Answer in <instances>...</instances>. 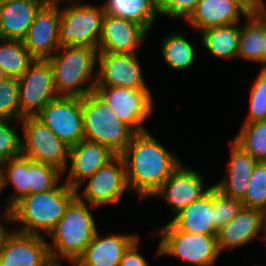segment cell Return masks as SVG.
<instances>
[{
  "label": "cell",
  "mask_w": 266,
  "mask_h": 266,
  "mask_svg": "<svg viewBox=\"0 0 266 266\" xmlns=\"http://www.w3.org/2000/svg\"><path fill=\"white\" fill-rule=\"evenodd\" d=\"M82 185L85 187L80 193ZM127 190L129 188L123 158L115 156L105 166L79 184L76 188V197L98 209L104 205L118 204Z\"/></svg>",
  "instance_id": "obj_10"
},
{
  "label": "cell",
  "mask_w": 266,
  "mask_h": 266,
  "mask_svg": "<svg viewBox=\"0 0 266 266\" xmlns=\"http://www.w3.org/2000/svg\"><path fill=\"white\" fill-rule=\"evenodd\" d=\"M62 1L64 3L68 1H82V0H45L46 3H55V4L61 3Z\"/></svg>",
  "instance_id": "obj_44"
},
{
  "label": "cell",
  "mask_w": 266,
  "mask_h": 266,
  "mask_svg": "<svg viewBox=\"0 0 266 266\" xmlns=\"http://www.w3.org/2000/svg\"><path fill=\"white\" fill-rule=\"evenodd\" d=\"M140 237H138L125 251L119 266H149L144 256L139 253Z\"/></svg>",
  "instance_id": "obj_40"
},
{
  "label": "cell",
  "mask_w": 266,
  "mask_h": 266,
  "mask_svg": "<svg viewBox=\"0 0 266 266\" xmlns=\"http://www.w3.org/2000/svg\"><path fill=\"white\" fill-rule=\"evenodd\" d=\"M75 198L76 189L65 182L50 191L26 195L9 210L11 224L23 226L12 230L47 237Z\"/></svg>",
  "instance_id": "obj_2"
},
{
  "label": "cell",
  "mask_w": 266,
  "mask_h": 266,
  "mask_svg": "<svg viewBox=\"0 0 266 266\" xmlns=\"http://www.w3.org/2000/svg\"><path fill=\"white\" fill-rule=\"evenodd\" d=\"M8 78V76L5 74L4 70L0 67V82Z\"/></svg>",
  "instance_id": "obj_46"
},
{
  "label": "cell",
  "mask_w": 266,
  "mask_h": 266,
  "mask_svg": "<svg viewBox=\"0 0 266 266\" xmlns=\"http://www.w3.org/2000/svg\"><path fill=\"white\" fill-rule=\"evenodd\" d=\"M264 241H265L264 243H266V217H265V240Z\"/></svg>",
  "instance_id": "obj_49"
},
{
  "label": "cell",
  "mask_w": 266,
  "mask_h": 266,
  "mask_svg": "<svg viewBox=\"0 0 266 266\" xmlns=\"http://www.w3.org/2000/svg\"><path fill=\"white\" fill-rule=\"evenodd\" d=\"M249 110L243 123L266 121V70H261L250 88Z\"/></svg>",
  "instance_id": "obj_33"
},
{
  "label": "cell",
  "mask_w": 266,
  "mask_h": 266,
  "mask_svg": "<svg viewBox=\"0 0 266 266\" xmlns=\"http://www.w3.org/2000/svg\"><path fill=\"white\" fill-rule=\"evenodd\" d=\"M214 206L212 187L201 198L193 201L170 221L179 231L203 235H217L213 224Z\"/></svg>",
  "instance_id": "obj_23"
},
{
  "label": "cell",
  "mask_w": 266,
  "mask_h": 266,
  "mask_svg": "<svg viewBox=\"0 0 266 266\" xmlns=\"http://www.w3.org/2000/svg\"><path fill=\"white\" fill-rule=\"evenodd\" d=\"M240 1L251 13L264 10L266 6L265 0H238Z\"/></svg>",
  "instance_id": "obj_41"
},
{
  "label": "cell",
  "mask_w": 266,
  "mask_h": 266,
  "mask_svg": "<svg viewBox=\"0 0 266 266\" xmlns=\"http://www.w3.org/2000/svg\"><path fill=\"white\" fill-rule=\"evenodd\" d=\"M7 223L11 226V216H10V212L5 210L2 218L0 216V248H1V244H2L4 237L10 231V228L9 229L7 228V225H6Z\"/></svg>",
  "instance_id": "obj_42"
},
{
  "label": "cell",
  "mask_w": 266,
  "mask_h": 266,
  "mask_svg": "<svg viewBox=\"0 0 266 266\" xmlns=\"http://www.w3.org/2000/svg\"><path fill=\"white\" fill-rule=\"evenodd\" d=\"M256 237L265 240V214L258 209L245 207L239 211L236 217L219 228L216 235L221 254L224 250L247 245Z\"/></svg>",
  "instance_id": "obj_18"
},
{
  "label": "cell",
  "mask_w": 266,
  "mask_h": 266,
  "mask_svg": "<svg viewBox=\"0 0 266 266\" xmlns=\"http://www.w3.org/2000/svg\"><path fill=\"white\" fill-rule=\"evenodd\" d=\"M251 12L238 0H200L195 11L186 20L202 32L206 29L229 24H240V20Z\"/></svg>",
  "instance_id": "obj_20"
},
{
  "label": "cell",
  "mask_w": 266,
  "mask_h": 266,
  "mask_svg": "<svg viewBox=\"0 0 266 266\" xmlns=\"http://www.w3.org/2000/svg\"><path fill=\"white\" fill-rule=\"evenodd\" d=\"M261 70H266V38L264 40L263 48L261 49Z\"/></svg>",
  "instance_id": "obj_43"
},
{
  "label": "cell",
  "mask_w": 266,
  "mask_h": 266,
  "mask_svg": "<svg viewBox=\"0 0 266 266\" xmlns=\"http://www.w3.org/2000/svg\"><path fill=\"white\" fill-rule=\"evenodd\" d=\"M62 261H51L46 266H63Z\"/></svg>",
  "instance_id": "obj_45"
},
{
  "label": "cell",
  "mask_w": 266,
  "mask_h": 266,
  "mask_svg": "<svg viewBox=\"0 0 266 266\" xmlns=\"http://www.w3.org/2000/svg\"><path fill=\"white\" fill-rule=\"evenodd\" d=\"M212 199L214 206V226L219 229L237 216L243 208L242 201L222 194L212 186Z\"/></svg>",
  "instance_id": "obj_36"
},
{
  "label": "cell",
  "mask_w": 266,
  "mask_h": 266,
  "mask_svg": "<svg viewBox=\"0 0 266 266\" xmlns=\"http://www.w3.org/2000/svg\"><path fill=\"white\" fill-rule=\"evenodd\" d=\"M70 262L72 263V266H83L79 261L77 260H70Z\"/></svg>",
  "instance_id": "obj_47"
},
{
  "label": "cell",
  "mask_w": 266,
  "mask_h": 266,
  "mask_svg": "<svg viewBox=\"0 0 266 266\" xmlns=\"http://www.w3.org/2000/svg\"><path fill=\"white\" fill-rule=\"evenodd\" d=\"M105 14L121 17L141 25L148 33L157 20L153 0H105Z\"/></svg>",
  "instance_id": "obj_27"
},
{
  "label": "cell",
  "mask_w": 266,
  "mask_h": 266,
  "mask_svg": "<svg viewBox=\"0 0 266 266\" xmlns=\"http://www.w3.org/2000/svg\"><path fill=\"white\" fill-rule=\"evenodd\" d=\"M185 165L181 163L150 198L164 199L175 216L213 186L205 188L201 173Z\"/></svg>",
  "instance_id": "obj_13"
},
{
  "label": "cell",
  "mask_w": 266,
  "mask_h": 266,
  "mask_svg": "<svg viewBox=\"0 0 266 266\" xmlns=\"http://www.w3.org/2000/svg\"><path fill=\"white\" fill-rule=\"evenodd\" d=\"M199 35L203 46L214 58L237 59L240 24L212 27Z\"/></svg>",
  "instance_id": "obj_26"
},
{
  "label": "cell",
  "mask_w": 266,
  "mask_h": 266,
  "mask_svg": "<svg viewBox=\"0 0 266 266\" xmlns=\"http://www.w3.org/2000/svg\"><path fill=\"white\" fill-rule=\"evenodd\" d=\"M153 235H160L155 256H174L185 261L186 266H213L221 256L216 235L179 231L170 221Z\"/></svg>",
  "instance_id": "obj_6"
},
{
  "label": "cell",
  "mask_w": 266,
  "mask_h": 266,
  "mask_svg": "<svg viewBox=\"0 0 266 266\" xmlns=\"http://www.w3.org/2000/svg\"><path fill=\"white\" fill-rule=\"evenodd\" d=\"M116 155L102 144L83 139L69 150L67 166L62 174L67 173L64 181L70 187L77 188L85 179L105 166Z\"/></svg>",
  "instance_id": "obj_19"
},
{
  "label": "cell",
  "mask_w": 266,
  "mask_h": 266,
  "mask_svg": "<svg viewBox=\"0 0 266 266\" xmlns=\"http://www.w3.org/2000/svg\"><path fill=\"white\" fill-rule=\"evenodd\" d=\"M232 140L256 161L266 162V121L242 123Z\"/></svg>",
  "instance_id": "obj_30"
},
{
  "label": "cell",
  "mask_w": 266,
  "mask_h": 266,
  "mask_svg": "<svg viewBox=\"0 0 266 266\" xmlns=\"http://www.w3.org/2000/svg\"><path fill=\"white\" fill-rule=\"evenodd\" d=\"M94 92L115 112L121 122L134 133L147 130L144 122L153 115L154 99L150 89H131L117 86H95Z\"/></svg>",
  "instance_id": "obj_8"
},
{
  "label": "cell",
  "mask_w": 266,
  "mask_h": 266,
  "mask_svg": "<svg viewBox=\"0 0 266 266\" xmlns=\"http://www.w3.org/2000/svg\"><path fill=\"white\" fill-rule=\"evenodd\" d=\"M242 205L245 208L258 209L266 214V162L256 164L251 173Z\"/></svg>",
  "instance_id": "obj_32"
},
{
  "label": "cell",
  "mask_w": 266,
  "mask_h": 266,
  "mask_svg": "<svg viewBox=\"0 0 266 266\" xmlns=\"http://www.w3.org/2000/svg\"><path fill=\"white\" fill-rule=\"evenodd\" d=\"M67 4V5H66ZM59 44L95 48L102 34L103 5H92L81 1H68L60 7Z\"/></svg>",
  "instance_id": "obj_7"
},
{
  "label": "cell",
  "mask_w": 266,
  "mask_h": 266,
  "mask_svg": "<svg viewBox=\"0 0 266 266\" xmlns=\"http://www.w3.org/2000/svg\"><path fill=\"white\" fill-rule=\"evenodd\" d=\"M59 3H45L36 13L25 38L26 49L35 59L47 60L59 48Z\"/></svg>",
  "instance_id": "obj_15"
},
{
  "label": "cell",
  "mask_w": 266,
  "mask_h": 266,
  "mask_svg": "<svg viewBox=\"0 0 266 266\" xmlns=\"http://www.w3.org/2000/svg\"><path fill=\"white\" fill-rule=\"evenodd\" d=\"M97 55L95 48L62 46L49 61L59 96L83 98L94 91L97 80Z\"/></svg>",
  "instance_id": "obj_3"
},
{
  "label": "cell",
  "mask_w": 266,
  "mask_h": 266,
  "mask_svg": "<svg viewBox=\"0 0 266 266\" xmlns=\"http://www.w3.org/2000/svg\"><path fill=\"white\" fill-rule=\"evenodd\" d=\"M229 145L231 148L230 158L225 175L251 176L258 161L245 152L232 139L229 141Z\"/></svg>",
  "instance_id": "obj_38"
},
{
  "label": "cell",
  "mask_w": 266,
  "mask_h": 266,
  "mask_svg": "<svg viewBox=\"0 0 266 266\" xmlns=\"http://www.w3.org/2000/svg\"><path fill=\"white\" fill-rule=\"evenodd\" d=\"M250 176L225 175L213 186L227 197L243 200L248 189Z\"/></svg>",
  "instance_id": "obj_39"
},
{
  "label": "cell",
  "mask_w": 266,
  "mask_h": 266,
  "mask_svg": "<svg viewBox=\"0 0 266 266\" xmlns=\"http://www.w3.org/2000/svg\"><path fill=\"white\" fill-rule=\"evenodd\" d=\"M97 208L77 197L66 208L61 220L48 234L51 261L77 260L95 237L97 225L92 210ZM92 209V210H90Z\"/></svg>",
  "instance_id": "obj_4"
},
{
  "label": "cell",
  "mask_w": 266,
  "mask_h": 266,
  "mask_svg": "<svg viewBox=\"0 0 266 266\" xmlns=\"http://www.w3.org/2000/svg\"><path fill=\"white\" fill-rule=\"evenodd\" d=\"M12 186L14 191L8 196L4 210L9 211L18 201L30 194L29 158L24 155L0 163V194L5 187Z\"/></svg>",
  "instance_id": "obj_25"
},
{
  "label": "cell",
  "mask_w": 266,
  "mask_h": 266,
  "mask_svg": "<svg viewBox=\"0 0 266 266\" xmlns=\"http://www.w3.org/2000/svg\"><path fill=\"white\" fill-rule=\"evenodd\" d=\"M138 237L134 233L100 236L97 231L77 261L83 266H119L125 251Z\"/></svg>",
  "instance_id": "obj_21"
},
{
  "label": "cell",
  "mask_w": 266,
  "mask_h": 266,
  "mask_svg": "<svg viewBox=\"0 0 266 266\" xmlns=\"http://www.w3.org/2000/svg\"><path fill=\"white\" fill-rule=\"evenodd\" d=\"M0 118L20 121L17 78L8 77L0 82Z\"/></svg>",
  "instance_id": "obj_35"
},
{
  "label": "cell",
  "mask_w": 266,
  "mask_h": 266,
  "mask_svg": "<svg viewBox=\"0 0 266 266\" xmlns=\"http://www.w3.org/2000/svg\"><path fill=\"white\" fill-rule=\"evenodd\" d=\"M84 139L120 156L135 134L94 91L82 98Z\"/></svg>",
  "instance_id": "obj_5"
},
{
  "label": "cell",
  "mask_w": 266,
  "mask_h": 266,
  "mask_svg": "<svg viewBox=\"0 0 266 266\" xmlns=\"http://www.w3.org/2000/svg\"><path fill=\"white\" fill-rule=\"evenodd\" d=\"M97 69L95 86L150 89L143 79L137 53H98Z\"/></svg>",
  "instance_id": "obj_14"
},
{
  "label": "cell",
  "mask_w": 266,
  "mask_h": 266,
  "mask_svg": "<svg viewBox=\"0 0 266 266\" xmlns=\"http://www.w3.org/2000/svg\"><path fill=\"white\" fill-rule=\"evenodd\" d=\"M149 33L139 24L105 14L98 53L134 54Z\"/></svg>",
  "instance_id": "obj_17"
},
{
  "label": "cell",
  "mask_w": 266,
  "mask_h": 266,
  "mask_svg": "<svg viewBox=\"0 0 266 266\" xmlns=\"http://www.w3.org/2000/svg\"><path fill=\"white\" fill-rule=\"evenodd\" d=\"M15 0H0V5L8 3V2H13Z\"/></svg>",
  "instance_id": "obj_48"
},
{
  "label": "cell",
  "mask_w": 266,
  "mask_h": 266,
  "mask_svg": "<svg viewBox=\"0 0 266 266\" xmlns=\"http://www.w3.org/2000/svg\"><path fill=\"white\" fill-rule=\"evenodd\" d=\"M35 60L22 40L0 38V67L8 77L18 79Z\"/></svg>",
  "instance_id": "obj_29"
},
{
  "label": "cell",
  "mask_w": 266,
  "mask_h": 266,
  "mask_svg": "<svg viewBox=\"0 0 266 266\" xmlns=\"http://www.w3.org/2000/svg\"><path fill=\"white\" fill-rule=\"evenodd\" d=\"M62 176V172L56 167L35 162L29 158L30 194L54 189L63 180Z\"/></svg>",
  "instance_id": "obj_31"
},
{
  "label": "cell",
  "mask_w": 266,
  "mask_h": 266,
  "mask_svg": "<svg viewBox=\"0 0 266 266\" xmlns=\"http://www.w3.org/2000/svg\"><path fill=\"white\" fill-rule=\"evenodd\" d=\"M13 123L20 121L0 118V163L22 154V137Z\"/></svg>",
  "instance_id": "obj_34"
},
{
  "label": "cell",
  "mask_w": 266,
  "mask_h": 266,
  "mask_svg": "<svg viewBox=\"0 0 266 266\" xmlns=\"http://www.w3.org/2000/svg\"><path fill=\"white\" fill-rule=\"evenodd\" d=\"M70 148L84 139L82 98L59 96L37 115Z\"/></svg>",
  "instance_id": "obj_12"
},
{
  "label": "cell",
  "mask_w": 266,
  "mask_h": 266,
  "mask_svg": "<svg viewBox=\"0 0 266 266\" xmlns=\"http://www.w3.org/2000/svg\"><path fill=\"white\" fill-rule=\"evenodd\" d=\"M187 39L181 32H171L161 39V55L171 70L186 71L193 66L197 49Z\"/></svg>",
  "instance_id": "obj_28"
},
{
  "label": "cell",
  "mask_w": 266,
  "mask_h": 266,
  "mask_svg": "<svg viewBox=\"0 0 266 266\" xmlns=\"http://www.w3.org/2000/svg\"><path fill=\"white\" fill-rule=\"evenodd\" d=\"M45 0H15L0 5V38L23 40Z\"/></svg>",
  "instance_id": "obj_22"
},
{
  "label": "cell",
  "mask_w": 266,
  "mask_h": 266,
  "mask_svg": "<svg viewBox=\"0 0 266 266\" xmlns=\"http://www.w3.org/2000/svg\"><path fill=\"white\" fill-rule=\"evenodd\" d=\"M22 128V155L32 161L48 164L64 172L70 147L57 137L37 116L20 121Z\"/></svg>",
  "instance_id": "obj_9"
},
{
  "label": "cell",
  "mask_w": 266,
  "mask_h": 266,
  "mask_svg": "<svg viewBox=\"0 0 266 266\" xmlns=\"http://www.w3.org/2000/svg\"><path fill=\"white\" fill-rule=\"evenodd\" d=\"M266 38V12L251 13L240 24V37L237 58L261 63V49Z\"/></svg>",
  "instance_id": "obj_24"
},
{
  "label": "cell",
  "mask_w": 266,
  "mask_h": 266,
  "mask_svg": "<svg viewBox=\"0 0 266 266\" xmlns=\"http://www.w3.org/2000/svg\"><path fill=\"white\" fill-rule=\"evenodd\" d=\"M43 236L10 230L0 248V266H46L51 262Z\"/></svg>",
  "instance_id": "obj_16"
},
{
  "label": "cell",
  "mask_w": 266,
  "mask_h": 266,
  "mask_svg": "<svg viewBox=\"0 0 266 266\" xmlns=\"http://www.w3.org/2000/svg\"><path fill=\"white\" fill-rule=\"evenodd\" d=\"M18 85L20 121L37 116L50 101L59 97L48 60L36 59L18 78Z\"/></svg>",
  "instance_id": "obj_11"
},
{
  "label": "cell",
  "mask_w": 266,
  "mask_h": 266,
  "mask_svg": "<svg viewBox=\"0 0 266 266\" xmlns=\"http://www.w3.org/2000/svg\"><path fill=\"white\" fill-rule=\"evenodd\" d=\"M200 0H153L157 16L187 20L195 11Z\"/></svg>",
  "instance_id": "obj_37"
},
{
  "label": "cell",
  "mask_w": 266,
  "mask_h": 266,
  "mask_svg": "<svg viewBox=\"0 0 266 266\" xmlns=\"http://www.w3.org/2000/svg\"><path fill=\"white\" fill-rule=\"evenodd\" d=\"M120 156L128 188L141 202L150 199L182 163L178 154L166 149L149 131L135 133Z\"/></svg>",
  "instance_id": "obj_1"
}]
</instances>
